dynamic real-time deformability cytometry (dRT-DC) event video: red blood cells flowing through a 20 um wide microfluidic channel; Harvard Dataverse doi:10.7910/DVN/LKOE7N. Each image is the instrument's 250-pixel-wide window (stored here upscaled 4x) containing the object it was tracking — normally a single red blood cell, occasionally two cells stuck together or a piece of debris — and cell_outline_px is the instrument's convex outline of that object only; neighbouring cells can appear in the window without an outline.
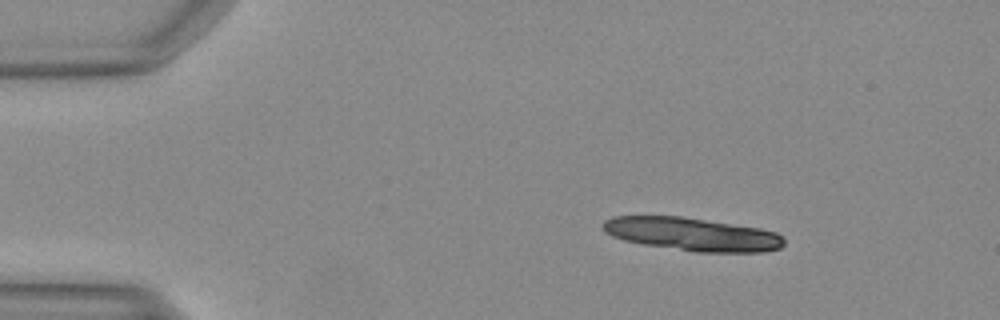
{"species": "Egyptian fruit bat (a non-hibernating species)", "species_latin": "Rousettus aegyptiacus", "temperature_condition": "warm", "stored_images_in_passage": 32, "segment_of_instrument_passage": [1, 2], "camera_frame_rate_fps": 3000, "um_per_image_px": 0.085, "animal": {"sex": "female"}, "frame": {"image": 1, "passage_image": 1, "time_ms": 0.0, "image_size_px": [1000, 320], "cell_outline_px": [[784, 244], [780, 248], [764, 252], [696, 252], [640, 244], [624, 240], [612, 236], [604, 232], [600, 224], [604, 220], [612, 216], [680, 216], [760, 228], [776, 232], [784, 240]], "centroid_in_image_um": [58.79, 19.91], "position_along_channel_um": 26.2, "area_um2": 35.2}}